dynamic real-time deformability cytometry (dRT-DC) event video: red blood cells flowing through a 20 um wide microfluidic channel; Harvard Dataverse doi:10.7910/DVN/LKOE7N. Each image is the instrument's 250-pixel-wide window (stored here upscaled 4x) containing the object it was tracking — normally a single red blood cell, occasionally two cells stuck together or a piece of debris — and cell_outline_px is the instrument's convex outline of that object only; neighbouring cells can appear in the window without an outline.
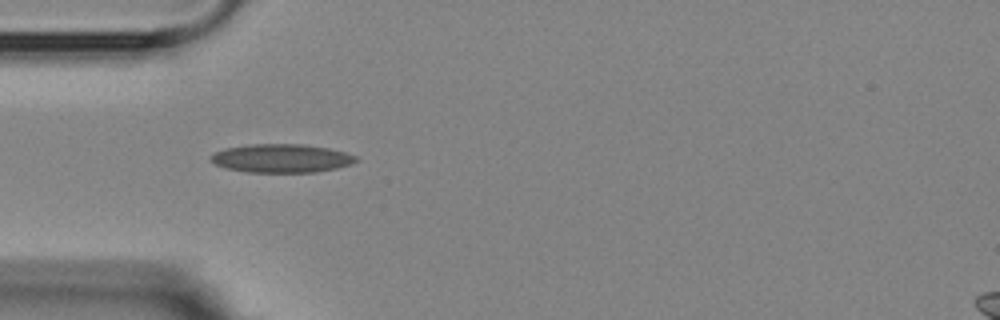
{"species": "Egyptian fruit bat (a non-hibernating species)", "species_latin": "Rousettus aegyptiacus", "temperature_condition": "room temperature", "stored_images_in_passage": 4, "camera_frame_rate_fps": 3000, "um_per_image_px": 0.085, "animal": {"sex": "female"}, "frame": {"image": 1, "passage_image": 1, "time_ms": 0.0, "image_size_px": [1000, 320], "cell_outline_px": [[360, 160], [352, 164], [336, 168], [316, 172], [248, 172], [224, 168], [208, 160], [216, 152], [224, 148], [248, 144], [304, 144], [328, 148], [344, 152], [356, 156]], "centroid_in_image_um": [23.93, 13.45], "position_along_channel_um": 61.1, "area_um2": 24.22}}
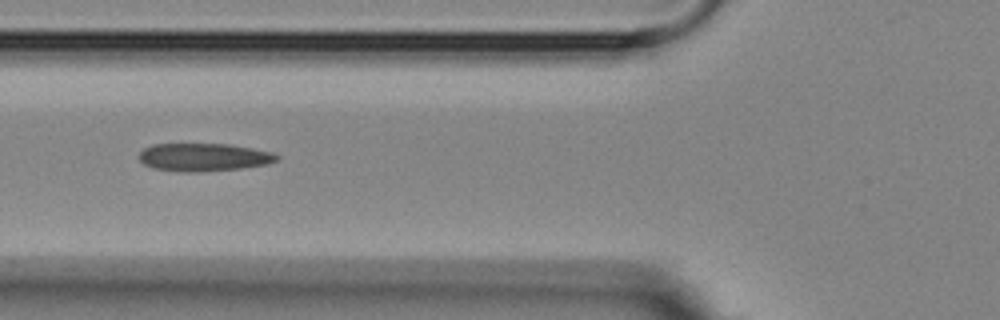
{"frame": {"image": 2, "passage_image": 2, "time_ms": 1.333, "image_size_px": [1000, 320], "cell_outline_px": [[280, 160], [268, 164], [240, 168], [196, 172], [180, 172], [152, 168], [144, 164], [140, 160], [140, 152], [144, 148], [152, 144], [228, 144], [252, 148], [272, 152], [280, 156]], "centroid_in_image_um": [17.33, 13.36], "position_along_channel_um": 108.5, "area_um2": 22.48}}
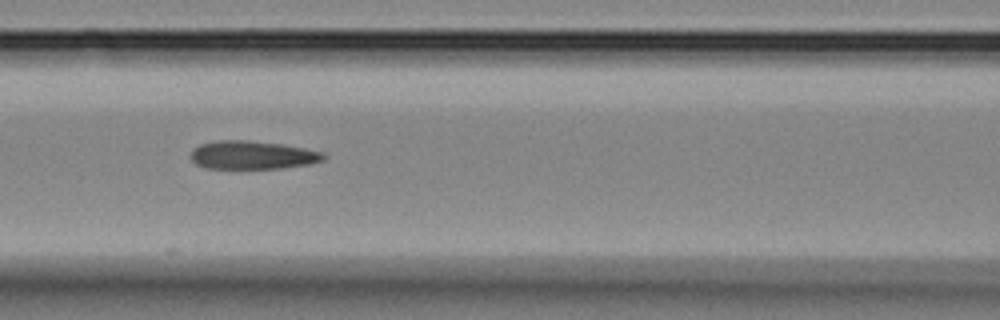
{"frame": {"image": 3, "passage_image": 3, "time_ms": 2.333, "image_size_px": [1000, 320], "cell_outline_px": [[328, 156], [324, 160], [308, 164], [280, 168], [204, 168], [196, 164], [192, 160], [192, 148], [200, 144], [216, 140], [248, 140], [280, 144], [304, 148], [324, 152]], "centroid_in_image_um": [21.46, 13.17], "position_along_channel_um": 145.1, "area_um2": 21.91}}